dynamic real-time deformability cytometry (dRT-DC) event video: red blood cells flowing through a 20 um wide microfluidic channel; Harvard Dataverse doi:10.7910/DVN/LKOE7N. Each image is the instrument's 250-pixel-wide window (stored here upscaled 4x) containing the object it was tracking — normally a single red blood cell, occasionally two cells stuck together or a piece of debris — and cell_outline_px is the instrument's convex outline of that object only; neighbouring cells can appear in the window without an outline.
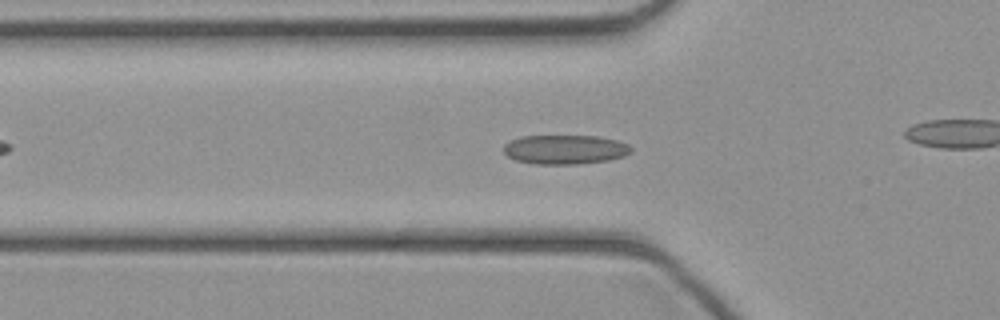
{"species": "common noctule bat (a hibernating species)", "species_latin": "Nyctalus noctula", "temperature_condition": "cold", "stored_images_in_passage": 41, "camera_frame_rate_fps": 3000, "um_per_image_px": 0.085, "animal": {"sex": "female", "body_mass_g": 21.9}, "frame": {"image": 1, "passage_image": 10, "time_ms": 3.0, "image_size_px": [1000, 320], "cell_outline_px": [[632, 152], [624, 156], [608, 160], [580, 164], [536, 164], [516, 160], [508, 156], [504, 152], [504, 144], [508, 140], [520, 136], [596, 136], [616, 140], [628, 144], [632, 148]], "centroid_in_image_um": [48.01, 12.7], "position_along_channel_um": 77.8, "area_um2": 21.85}}
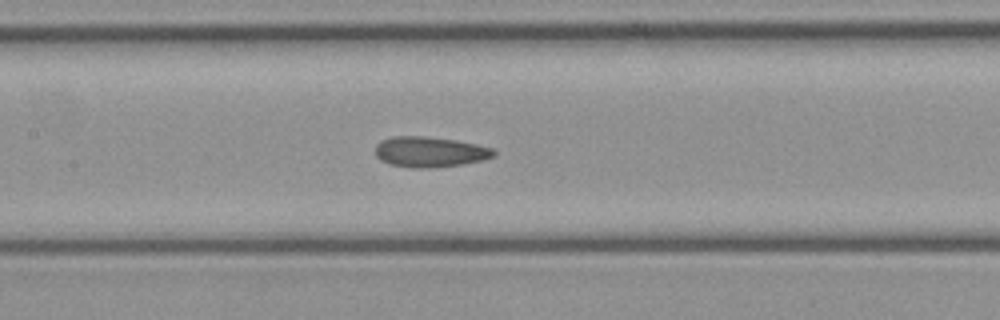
{"frame": {"image": 2, "passage_image": 16, "time_ms": 5.0, "image_size_px": [1000, 320], "cell_outline_px": [[496, 156], [480, 160], [460, 164], [432, 168], [412, 168], [388, 164], [380, 160], [376, 156], [376, 144], [380, 140], [392, 136], [424, 136], [456, 140], [496, 148]], "centroid_in_image_um": [36.52, 12.9], "position_along_channel_um": 170.9, "area_um2": 21.21}}
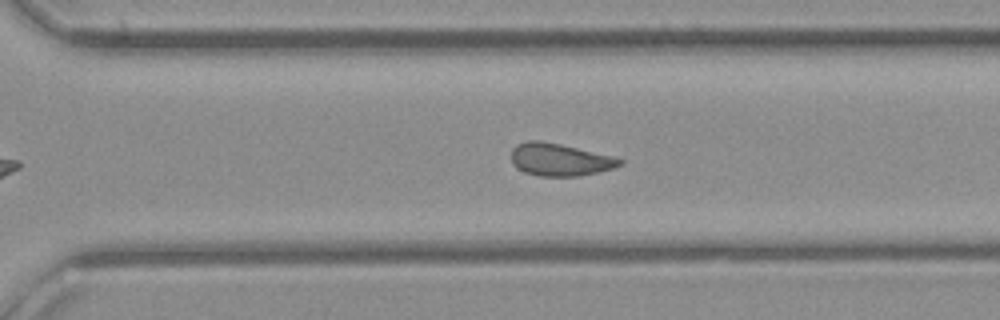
{"frame": {"image": 3, "passage_image": 26, "time_ms": 8.333, "image_size_px": [1000, 320], "cell_outline_px": [[624, 164], [616, 168], [576, 176], [540, 176], [524, 172], [516, 168], [512, 164], [512, 148], [516, 144], [528, 140], [540, 140], [560, 144], [612, 156], [624, 160]], "centroid_in_image_um": [47.57, 13.57], "position_along_channel_um": 323.0, "area_um2": 20.58}}